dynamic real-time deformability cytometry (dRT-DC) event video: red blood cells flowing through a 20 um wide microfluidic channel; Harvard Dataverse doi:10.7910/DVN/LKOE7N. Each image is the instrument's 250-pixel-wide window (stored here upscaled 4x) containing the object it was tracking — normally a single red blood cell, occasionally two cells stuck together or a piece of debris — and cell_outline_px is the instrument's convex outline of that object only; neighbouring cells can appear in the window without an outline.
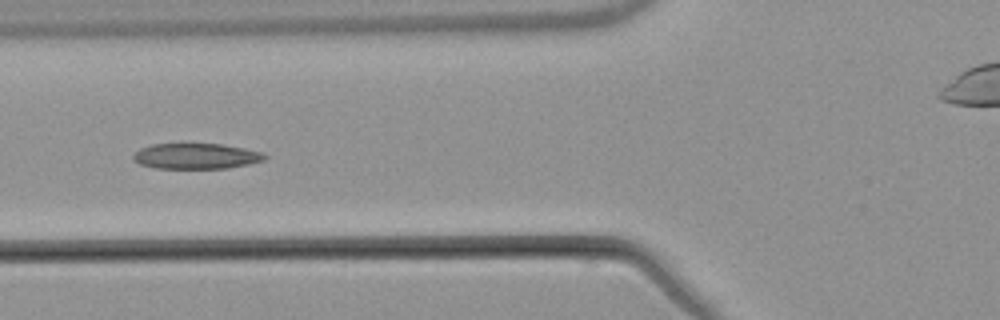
{"species": "common noctule bat (a hibernating species)", "species_latin": "Nyctalus noctula", "temperature_condition": "warm", "stored_images_in_passage": 7, "camera_frame_rate_fps": 3000, "um_per_image_px": 0.085, "animal": {"sex": "male", "body_mass_g": 21.5, "forearm_length_mm": 52.0}, "frame": {"image": 1, "passage_image": 5, "time_ms": 5.667, "image_size_px": [1000, 320], "cell_outline_px": [[268, 156], [264, 160], [248, 164], [224, 168], [152, 168], [140, 164], [132, 160], [132, 156], [140, 148], [152, 144], [224, 144], [264, 152]], "centroid_in_image_um": [16.66, 13.27], "position_along_channel_um": 109.1, "area_um2": 19.65}}
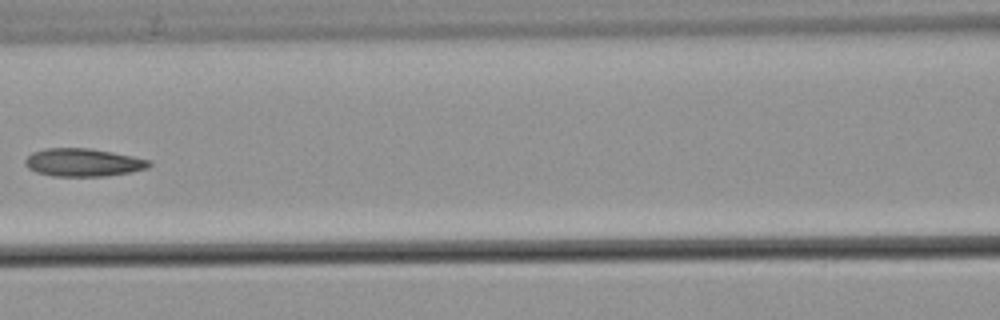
{"frame": {"image": 2, "passage_image": 6, "time_ms": 7.0, "image_size_px": [1000, 320], "cell_outline_px": [[152, 164], [148, 168], [132, 172], [104, 176], [52, 176], [36, 172], [28, 168], [24, 164], [24, 160], [32, 152], [44, 148], [88, 148], [112, 152], [152, 160]], "centroid_in_image_um": [7.07, 13.81], "position_along_channel_um": 159.5, "area_um2": 20.35}}